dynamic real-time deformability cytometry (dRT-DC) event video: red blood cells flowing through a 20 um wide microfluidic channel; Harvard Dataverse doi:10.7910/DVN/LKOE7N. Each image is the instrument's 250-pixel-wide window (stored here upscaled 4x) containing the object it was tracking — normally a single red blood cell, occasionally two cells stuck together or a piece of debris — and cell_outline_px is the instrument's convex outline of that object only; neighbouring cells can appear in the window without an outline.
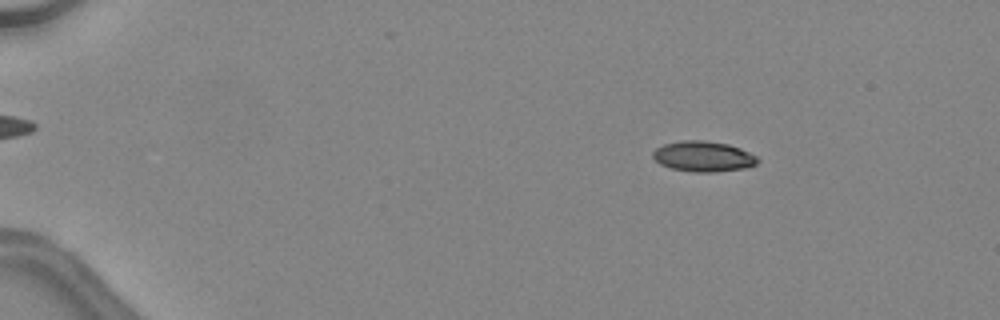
{"species": "common noctule bat (a hibernating species)", "species_latin": "Nyctalus noctula", "temperature_condition": "warm", "stored_images_in_passage": 47, "camera_frame_rate_fps": 3000, "um_per_image_px": 0.085, "animal": {"sex": "female", "body_mass_g": 24.6, "forearm_length_mm": 56.2}, "frame": {"image": 1, "passage_image": 8, "time_ms": 2.333, "image_size_px": [1000, 320], "cell_outline_px": [[760, 160], [756, 164], [748, 168], [716, 172], [692, 172], [672, 168], [660, 164], [652, 156], [652, 152], [656, 148], [664, 144], [680, 140], [704, 140], [728, 144], [740, 148], [756, 156]], "centroid_in_image_um": [59.79, 13.3], "position_along_channel_um": 25.2, "area_um2": 18.73}}
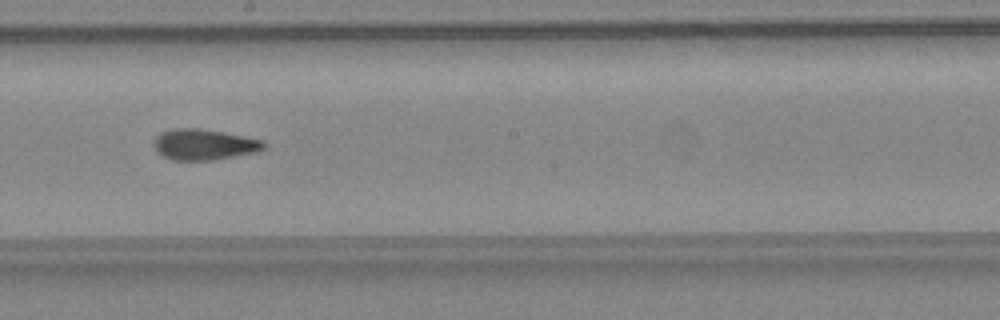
{"frame": {"image": 2, "passage_image": 29, "time_ms": 9.333, "image_size_px": [1000, 320], "cell_outline_px": [[268, 144], [264, 148], [256, 152], [212, 160], [172, 160], [156, 152], [156, 136], [160, 132], [176, 128], [200, 128], [244, 136], [264, 140]], "centroid_in_image_um": [17.38, 12.28], "position_along_channel_um": 230.8, "area_um2": 19.65}}
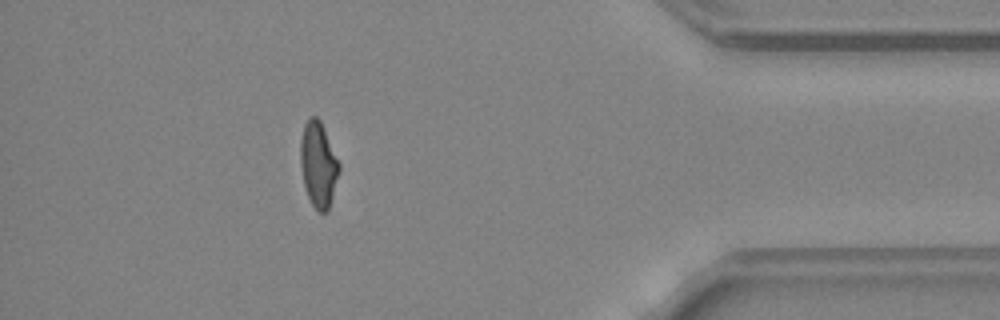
{"frame": {"image": 3, "passage_image": 43, "time_ms": 14.0, "image_size_px": [1000, 320], "cell_outline_px": [[340, 172], [328, 212], [320, 212], [312, 204], [308, 196], [304, 184], [300, 164], [300, 140], [304, 124], [308, 116], [316, 116], [320, 120], [340, 164]], "centroid_in_image_um": [27.06, 13.97], "position_along_channel_um": 408.1, "area_um2": 19.31}, "authors_computed_cell_mechanics": {"area_um2": 19.1896, "velocity_mm_per_s": 4.5586, "shape_relaxation_time_tau1_ms": null, "shape_relaxation_time_tau2_ms": 1.727, "deformation_change_tau1": null, "deformation_change_tau2": 0.0868}}